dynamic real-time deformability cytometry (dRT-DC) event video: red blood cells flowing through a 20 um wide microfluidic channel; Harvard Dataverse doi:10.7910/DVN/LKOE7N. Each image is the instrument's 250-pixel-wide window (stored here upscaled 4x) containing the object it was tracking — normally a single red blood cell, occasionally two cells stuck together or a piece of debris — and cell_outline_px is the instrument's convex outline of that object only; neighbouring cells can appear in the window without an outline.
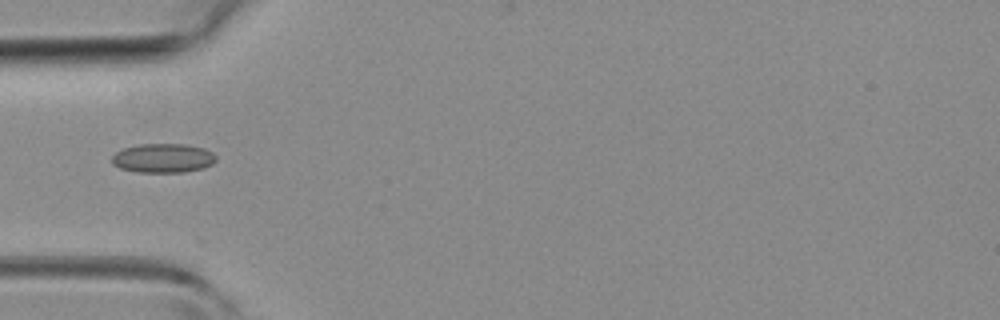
{"species": "common noctule bat (a hibernating species)", "species_latin": "Nyctalus noctula", "temperature_condition": "room temperature", "stored_images_in_passage": 4, "camera_frame_rate_fps": 3000, "um_per_image_px": 0.085, "animal": {"sex": "female", "body_mass_g": 19.3, "forearm_length_mm": 54.1}, "frame": {"image": 1, "passage_image": 3, "time_ms": 2.333, "image_size_px": [1000, 320], "cell_outline_px": [[216, 160], [212, 164], [204, 168], [184, 172], [136, 172], [120, 168], [112, 164], [112, 156], [116, 152], [124, 148], [140, 144], [184, 144], [204, 148], [212, 152], [216, 156]], "centroid_in_image_um": [13.87, 13.44], "position_along_channel_um": 71.1, "area_um2": 17.74}}
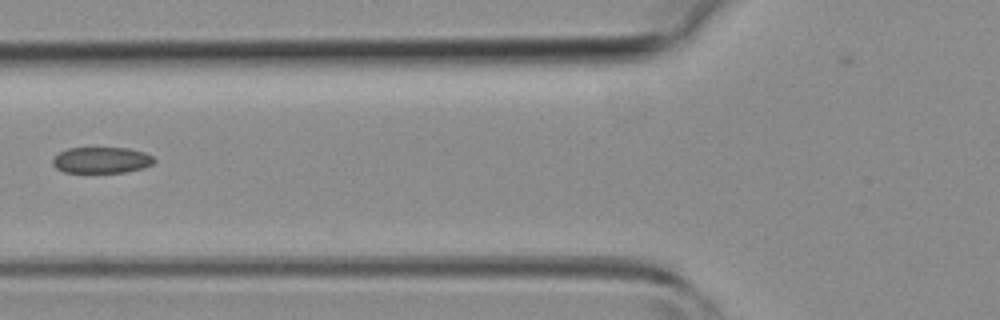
{"frame": {"image": 2, "passage_image": 4, "time_ms": 3.333, "image_size_px": [1000, 320], "cell_outline_px": [[156, 160], [152, 164], [144, 168], [124, 172], [64, 172], [56, 168], [52, 164], [52, 156], [68, 148], [128, 148], [144, 152], [152, 156]], "centroid_in_image_um": [8.61, 13.61], "position_along_channel_um": 117.2, "area_um2": 15.49}}